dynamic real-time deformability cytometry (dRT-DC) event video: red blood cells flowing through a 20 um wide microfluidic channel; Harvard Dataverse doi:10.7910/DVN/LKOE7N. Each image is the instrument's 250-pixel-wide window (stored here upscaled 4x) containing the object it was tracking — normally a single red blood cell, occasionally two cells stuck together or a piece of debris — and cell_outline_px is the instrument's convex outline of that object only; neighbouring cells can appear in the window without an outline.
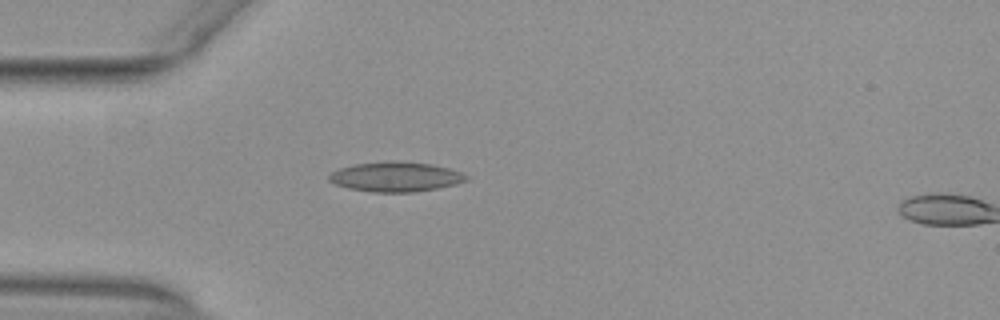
{"species": "common noctule bat (a hibernating species)", "species_latin": "Nyctalus noctula", "temperature_condition": "warm", "stored_images_in_passage": 4, "camera_frame_rate_fps": 3000, "um_per_image_px": 0.085, "animal": {"sex": "female", "body_mass_g": 29.2, "forearm_length_mm": 56.3}, "frame": {"image": 1, "passage_image": 3, "time_ms": 0.667, "image_size_px": [1000, 320], "cell_outline_px": [[468, 180], [456, 184], [436, 188], [412, 192], [372, 192], [348, 188], [336, 184], [328, 180], [328, 176], [332, 172], [340, 168], [352, 164], [392, 160], [396, 160], [432, 164], [448, 168], [460, 172], [468, 176]], "centroid_in_image_um": [33.62, 15.01], "position_along_channel_um": 51.4, "area_um2": 23.87}}